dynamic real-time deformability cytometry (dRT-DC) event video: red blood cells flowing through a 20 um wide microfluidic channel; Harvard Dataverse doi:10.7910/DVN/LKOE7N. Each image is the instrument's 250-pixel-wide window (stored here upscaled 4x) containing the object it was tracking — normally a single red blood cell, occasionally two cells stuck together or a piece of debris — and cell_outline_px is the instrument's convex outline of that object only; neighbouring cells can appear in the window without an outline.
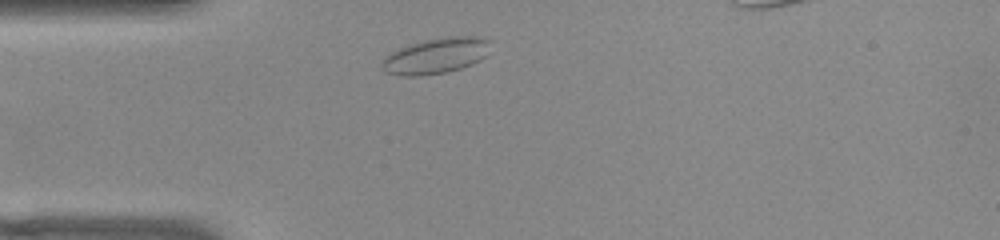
{"species": "common noctule bat (a hibernating species)", "species_latin": "Nyctalus noctula", "temperature_condition": "warm", "stored_images_in_passage": 37, "camera_frame_rate_fps": 3000, "um_per_image_px": 0.085, "animal": {"sex": "female", "body_mass_g": 22.0, "forearm_length_mm": 56.7}, "frame": {"image": 1, "passage_image": 2, "time_ms": 0.333, "image_size_px": [1000, 240], "cell_outline_px": [[488, 40], [484, 56], [480, 60], [472, 64], [448, 72], [420, 76], [404, 76], [384, 72], [380, 68], [380, 64], [384, 56], [400, 48], [424, 40], [448, 36], [476, 36]], "centroid_in_image_um": [36.97, 4.76], "position_along_channel_um": 48.0, "area_um2": 22.37}}
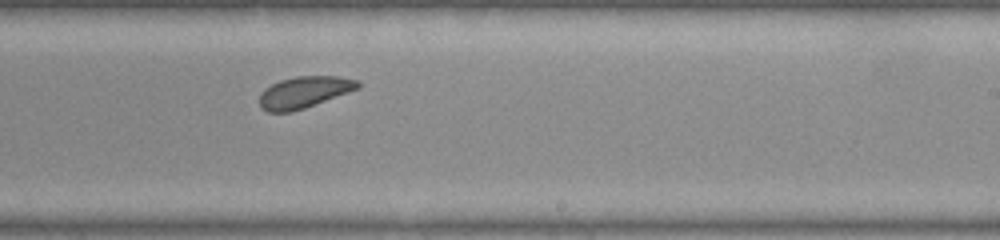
{"frame": {"image": 2, "passage_image": 20, "time_ms": 6.333, "image_size_px": [1000, 240], "cell_outline_px": [[360, 88], [304, 108], [292, 112], [268, 112], [260, 108], [260, 92], [264, 88], [280, 80], [296, 76], [336, 76], [356, 80], [360, 84]], "centroid_in_image_um": [25.82, 7.84], "position_along_channel_um": 263.2, "area_um2": 18.03}}
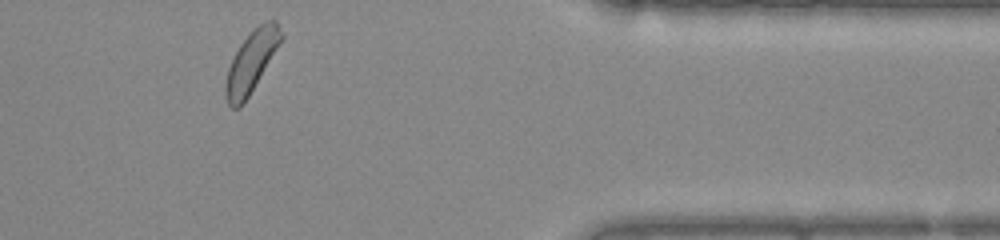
{"frame": {"image": 3, "passage_image": 32, "time_ms": 10.333, "image_size_px": [1000, 240], "cell_outline_px": [[284, 36], [248, 96], [240, 108], [232, 108], [228, 104], [224, 96], [224, 84], [228, 68], [240, 44], [260, 24], [268, 20], [276, 20]], "centroid_in_image_um": [21.34, 5.27], "position_along_channel_um": 390.1, "area_um2": 19.25}, "authors_computed_cell_mechanics": {"area_um2": 18.785, "velocity_mm_per_s": 3.7945, "shape_relaxation_time_tau1_ms": 1.4902, "shape_relaxation_time_tau2_ms": null, "deformation_change_tau1": 0.0411, "deformation_change_tau2": null}}